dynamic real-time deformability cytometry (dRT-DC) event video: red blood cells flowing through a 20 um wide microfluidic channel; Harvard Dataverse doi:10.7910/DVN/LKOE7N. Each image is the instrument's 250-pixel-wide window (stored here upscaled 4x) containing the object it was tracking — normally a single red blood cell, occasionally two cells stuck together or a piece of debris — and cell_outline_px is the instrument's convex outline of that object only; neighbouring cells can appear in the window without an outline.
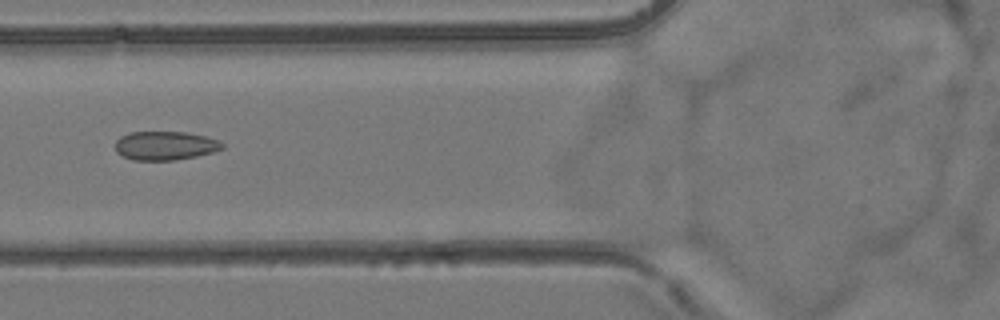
{"species": "common noctule bat (a hibernating species)", "species_latin": "Nyctalus noctula", "temperature_condition": "room temperature", "stored_images_in_passage": 7, "camera_frame_rate_fps": 3000, "um_per_image_px": 0.085, "animal": {"sex": "female", "body_mass_g": 24.6, "forearm_length_mm": 56.2}, "frame": {"image": 1, "passage_image": 6, "time_ms": 5.667, "image_size_px": [1000, 320], "cell_outline_px": [[224, 148], [212, 152], [196, 156], [172, 160], [132, 160], [116, 152], [116, 140], [120, 136], [132, 132], [188, 132], [220, 140], [224, 144]], "centroid_in_image_um": [14.05, 12.37], "position_along_channel_um": 111.7, "area_um2": 17.92}}
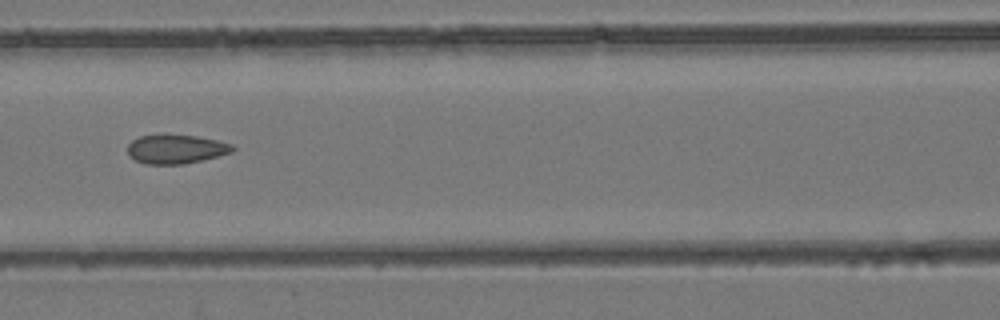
{"frame": {"image": 2, "passage_image": 7, "time_ms": 6.667, "image_size_px": [1000, 320], "cell_outline_px": [[236, 148], [232, 152], [184, 164], [144, 164], [128, 156], [128, 144], [132, 140], [140, 136], [160, 132], [196, 136], [216, 140], [232, 144]], "centroid_in_image_um": [14.9, 12.64], "position_along_channel_um": 151.7, "area_um2": 18.15}}